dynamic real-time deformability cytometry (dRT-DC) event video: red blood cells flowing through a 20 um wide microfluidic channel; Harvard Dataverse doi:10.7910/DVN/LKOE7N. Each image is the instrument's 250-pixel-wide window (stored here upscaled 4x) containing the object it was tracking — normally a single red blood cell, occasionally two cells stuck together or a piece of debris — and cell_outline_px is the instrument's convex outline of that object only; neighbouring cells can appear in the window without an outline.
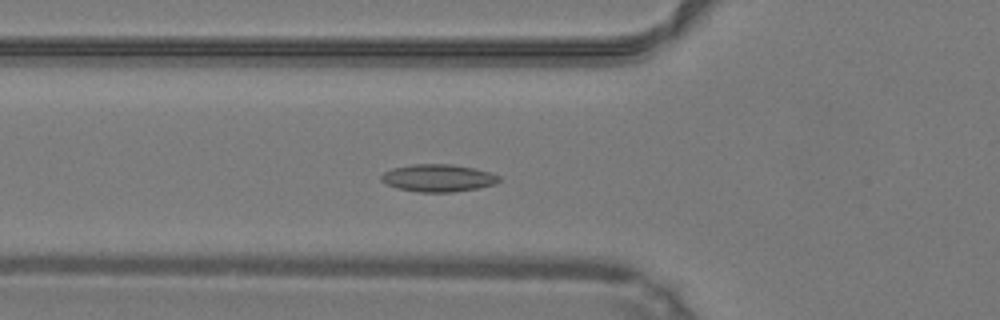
{"species": "common noctule bat (a hibernating species)", "species_latin": "Nyctalus noctula", "temperature_condition": "warm", "stored_images_in_passage": 46, "camera_frame_rate_fps": 3000, "um_per_image_px": 0.085, "animal": {"sex": "male", "body_mass_g": 19.2, "forearm_length_mm": 51.8}, "frame": {"image": 1, "passage_image": 15, "time_ms": 4.667, "image_size_px": [1000, 320], "cell_outline_px": [[500, 180], [496, 184], [476, 188], [452, 192], [420, 192], [396, 188], [380, 180], [380, 176], [384, 172], [392, 168], [412, 164], [452, 164], [472, 168], [488, 172], [500, 176]], "centroid_in_image_um": [37.21, 15.13], "position_along_channel_um": 88.6, "area_um2": 18.73}}
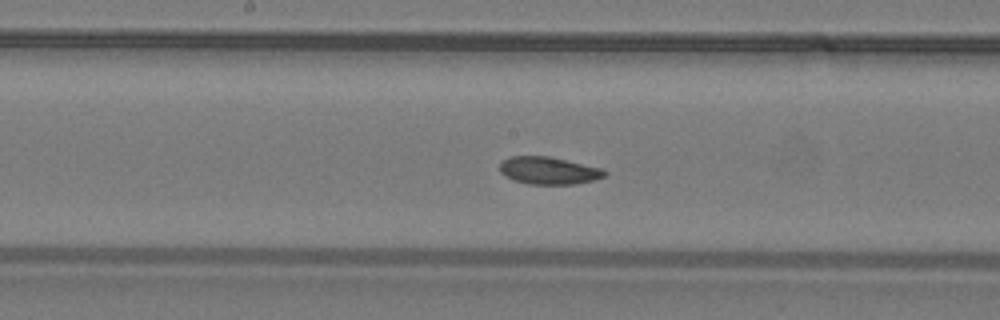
{"frame": {"image": 2, "passage_image": 23, "time_ms": 7.333, "image_size_px": [1000, 320], "cell_outline_px": [[608, 172], [604, 176], [592, 180], [576, 184], [528, 184], [512, 180], [504, 176], [500, 172], [500, 164], [508, 156], [548, 156], [604, 168]], "centroid_in_image_um": [46.63, 14.5], "position_along_channel_um": 201.6, "area_um2": 16.88}}
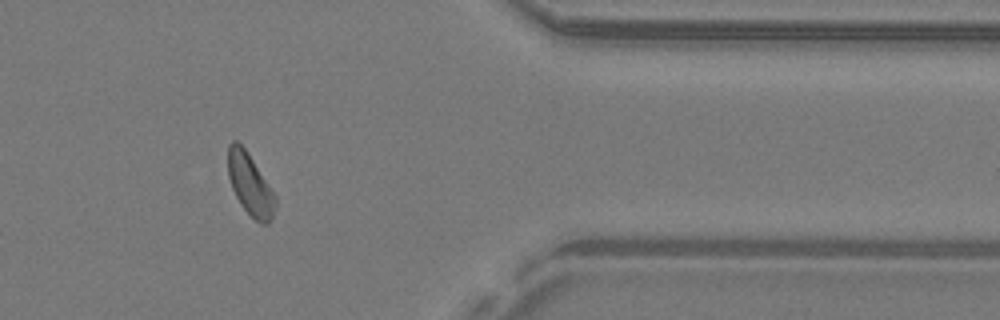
{"frame": {"image": 3, "passage_image": 38, "time_ms": 12.333, "image_size_px": [1000, 320], "cell_outline_px": [[276, 204], [272, 220], [268, 224], [260, 224], [240, 204], [232, 188], [228, 176], [228, 144], [232, 140], [236, 140], [248, 152], [276, 196]], "centroid_in_image_um": [21.26, 15.68], "position_along_channel_um": 390.1, "area_um2": 16.99}, "authors_computed_cell_mechanics": {"area_um2": 17.3978, "velocity_mm_per_s": 4.2032, "shape_relaxation_time_tau1_ms": 3.0489, "shape_relaxation_time_tau2_ms": 5.8237, "deformation_change_tau1": 0.0946, "deformation_change_tau2": 0.1165}}